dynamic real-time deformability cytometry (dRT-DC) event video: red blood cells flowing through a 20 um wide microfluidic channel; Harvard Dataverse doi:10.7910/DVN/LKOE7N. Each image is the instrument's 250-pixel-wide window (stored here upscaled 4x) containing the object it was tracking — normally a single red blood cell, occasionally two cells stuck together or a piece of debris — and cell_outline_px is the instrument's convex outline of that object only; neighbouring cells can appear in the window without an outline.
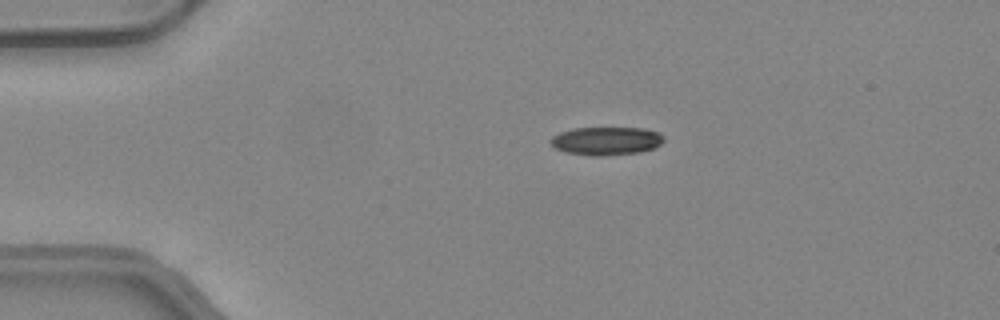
{"species": "common noctule bat (a hibernating species)", "species_latin": "Nyctalus noctula", "temperature_condition": "warm", "stored_images_in_passage": 50, "camera_frame_rate_fps": 3000, "um_per_image_px": 0.085, "animal": {"sex": "female", "body_mass_g": 24.6, "forearm_length_mm": 56.2}, "frame": {"image": 1, "passage_image": 11, "time_ms": 3.333, "image_size_px": [1000, 320], "cell_outline_px": [[664, 140], [660, 144], [652, 148], [640, 152], [600, 156], [588, 156], [564, 152], [556, 148], [548, 140], [552, 136], [560, 132], [572, 128], [644, 128], [656, 132], [664, 136]], "centroid_in_image_um": [51.49, 11.98], "position_along_channel_um": 33.5, "area_um2": 18.67}}
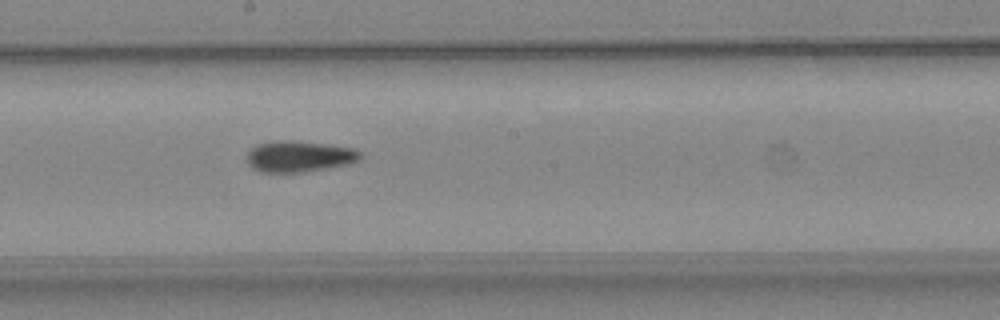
{"frame": {"image": 2, "passage_image": 28, "time_ms": 9.0, "image_size_px": [1000, 320], "cell_outline_px": [[364, 156], [360, 160], [352, 164], [304, 172], [260, 172], [252, 168], [244, 160], [248, 152], [256, 144], [272, 140], [288, 140], [324, 144], [356, 148]], "centroid_in_image_um": [25.43, 13.3], "position_along_channel_um": 222.8, "area_um2": 21.04}}
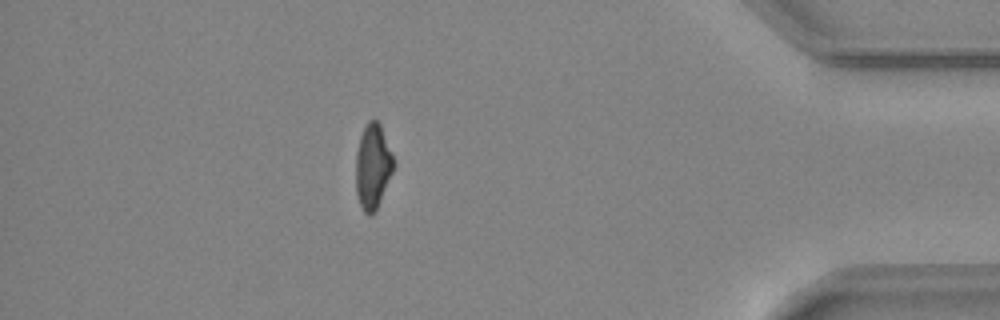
{"frame": {"image": 3, "passage_image": 44, "time_ms": 14.333, "image_size_px": [1000, 320], "cell_outline_px": [[396, 164], [376, 212], [372, 216], [368, 216], [364, 212], [360, 204], [356, 192], [356, 152], [360, 136], [368, 120], [376, 120], [380, 124]], "centroid_in_image_um": [31.69, 14.19], "position_along_channel_um": 403.5, "area_um2": 18.84}, "authors_computed_cell_mechanics": {"area_um2": 19.5653, "velocity_mm_per_s": 4.2114, "shape_relaxation_time_tau1_ms": null, "shape_relaxation_time_tau2_ms": 3.809, "deformation_change_tau1": null, "deformation_change_tau2": 0.1229}}